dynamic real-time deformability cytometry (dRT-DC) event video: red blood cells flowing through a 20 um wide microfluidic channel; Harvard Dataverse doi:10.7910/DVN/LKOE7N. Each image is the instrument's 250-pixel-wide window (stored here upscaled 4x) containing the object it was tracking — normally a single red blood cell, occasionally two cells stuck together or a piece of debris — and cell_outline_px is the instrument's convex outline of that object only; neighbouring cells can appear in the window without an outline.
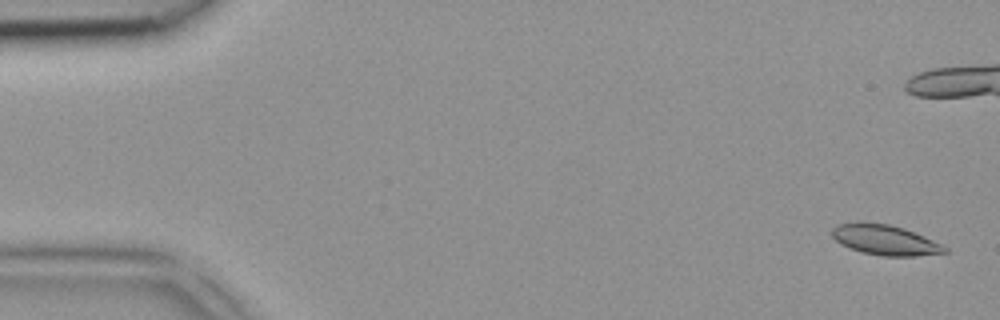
{"species": "common noctule bat (a hibernating species)", "species_latin": "Nyctalus noctula", "temperature_condition": "room temperature", "stored_images_in_passage": 2, "segment_of_instrument_passage": [2, 2], "camera_frame_rate_fps": 3000, "um_per_image_px": 0.085, "animal": {"sex": "female", "body_mass_g": 18.4}, "frame": {"image": 1, "passage_image": 2, "time_ms": 0.333, "image_size_px": [1000, 320], "cell_outline_px": [[948, 252], [916, 256], [880, 256], [860, 252], [840, 244], [832, 236], [832, 228], [836, 224], [856, 220], [864, 220], [888, 224], [904, 228], [944, 244], [948, 248]], "centroid_in_image_um": [75.2, 20.37], "position_along_channel_um": 9.8, "area_um2": 20.46}}